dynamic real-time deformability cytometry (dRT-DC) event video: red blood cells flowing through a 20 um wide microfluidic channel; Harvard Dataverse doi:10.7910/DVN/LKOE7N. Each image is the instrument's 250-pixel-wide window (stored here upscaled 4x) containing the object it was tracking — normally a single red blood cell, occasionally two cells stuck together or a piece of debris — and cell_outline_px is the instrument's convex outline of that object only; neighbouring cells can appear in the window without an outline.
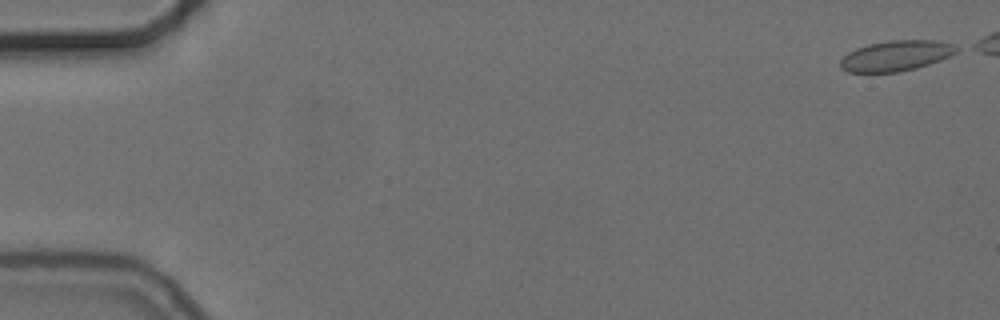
{"species": "common noctule bat (a hibernating species)", "species_latin": "Nyctalus noctula", "temperature_condition": "cold", "stored_images_in_passage": 15, "camera_frame_rate_fps": 3000, "um_per_image_px": 0.085, "animal": {"sex": "female", "body_mass_g": 24.6, "forearm_length_mm": 56.2}, "frame": {"image": 1, "passage_image": 1, "time_ms": 0.0, "image_size_px": [1000, 320], "cell_outline_px": [[964, 48], [940, 60], [916, 68], [896, 72], [848, 72], [840, 68], [840, 60], [848, 52], [856, 48], [868, 44], [888, 40], [936, 40], [956, 44]], "centroid_in_image_um": [76.2, 4.72], "position_along_channel_um": 8.8, "area_um2": 20.81}}